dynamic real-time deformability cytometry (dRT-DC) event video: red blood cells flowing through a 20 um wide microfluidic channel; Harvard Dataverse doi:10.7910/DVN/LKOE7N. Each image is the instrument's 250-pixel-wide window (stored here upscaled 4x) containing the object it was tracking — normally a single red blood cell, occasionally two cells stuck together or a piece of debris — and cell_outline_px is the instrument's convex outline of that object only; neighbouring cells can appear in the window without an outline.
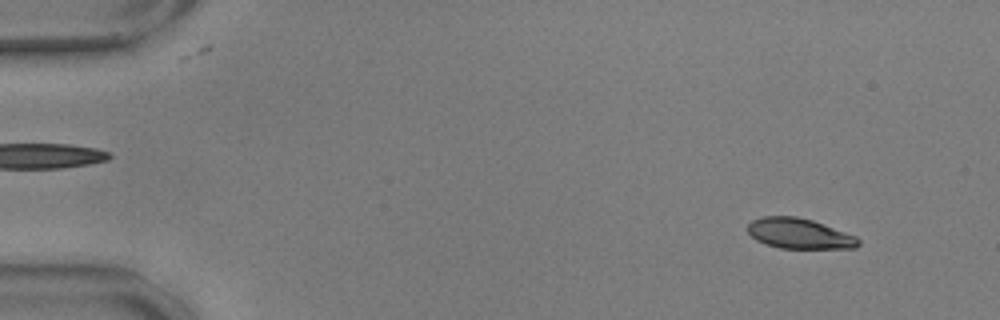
{"species": "common noctule bat (a hibernating species)", "species_latin": "Nyctalus noctula", "temperature_condition": "warm", "stored_images_in_passage": 27, "camera_frame_rate_fps": 3000, "um_per_image_px": 0.085, "animal": {"sex": "male", "body_mass_g": 17.9, "forearm_length_mm": 54.2}, "frame": {"image": 1, "passage_image": 5, "time_ms": 1.333, "image_size_px": [1000, 320], "cell_outline_px": [[860, 244], [856, 248], [780, 248], [764, 244], [756, 240], [748, 232], [748, 224], [752, 220], [760, 216], [796, 216], [812, 220], [824, 224], [856, 236], [860, 240]], "centroid_in_image_um": [67.93, 19.85], "position_along_channel_um": 17.1, "area_um2": 19.65}}
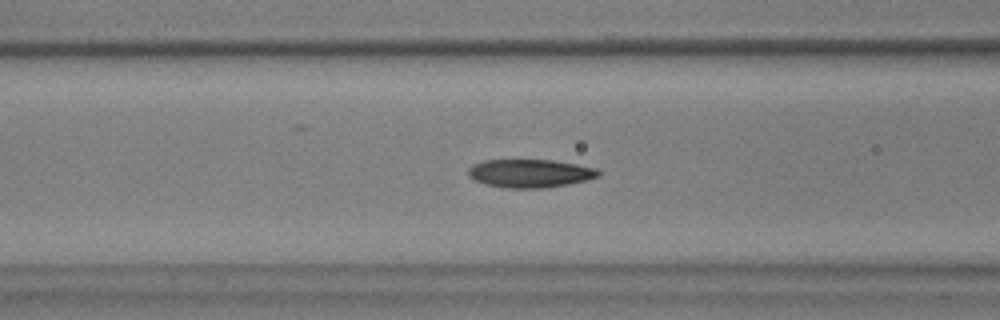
{"frame": {"image": 2, "passage_image": 23, "time_ms": 7.333, "image_size_px": [1000, 320], "cell_outline_px": [[600, 176], [588, 180], [568, 184], [540, 188], [504, 188], [484, 184], [468, 176], [468, 168], [472, 164], [484, 160], [552, 160], [576, 164], [596, 168], [600, 172]], "centroid_in_image_um": [45.04, 14.73], "position_along_channel_um": 121.6, "area_um2": 21.5}}
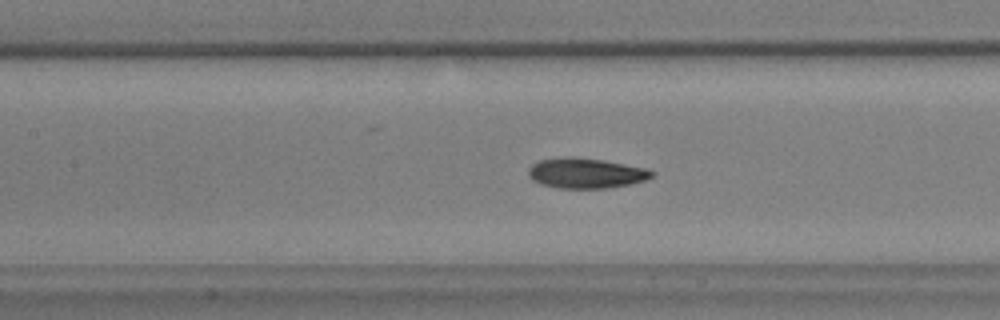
{"frame": {"image": 3, "passage_image": 26, "time_ms": 8.333, "image_size_px": [1000, 320], "cell_outline_px": [[656, 172], [652, 176], [644, 180], [628, 184], [608, 188], [560, 188], [540, 184], [532, 180], [528, 176], [528, 168], [532, 164], [540, 160], [560, 156], [572, 156], [604, 160], [648, 168]], "centroid_in_image_um": [49.77, 14.7], "position_along_channel_um": 157.6, "area_um2": 21.96}}